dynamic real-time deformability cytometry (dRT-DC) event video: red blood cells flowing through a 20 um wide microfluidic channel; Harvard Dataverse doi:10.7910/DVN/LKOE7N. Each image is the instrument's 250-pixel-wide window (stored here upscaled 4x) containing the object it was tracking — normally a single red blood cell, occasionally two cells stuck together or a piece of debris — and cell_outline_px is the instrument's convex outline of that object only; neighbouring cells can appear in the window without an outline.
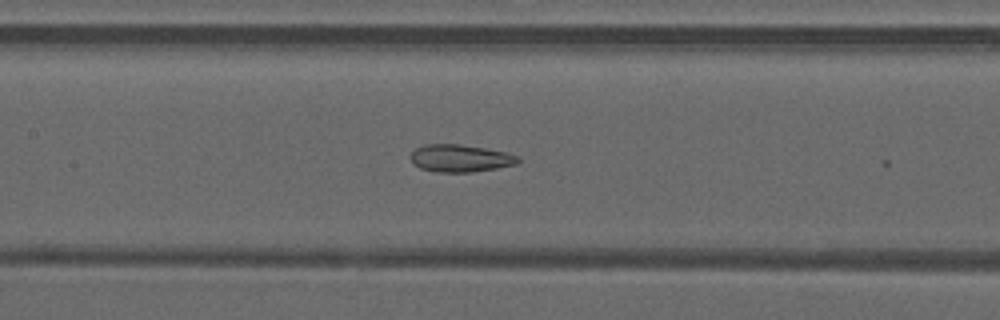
{"species": "common noctule bat (a hibernating species)", "species_latin": "Nyctalus noctula", "temperature_condition": "warm", "stored_images_in_passage": 17, "camera_frame_rate_fps": 3000, "um_per_image_px": 0.085, "animal": {"sex": "male", "forearm_length_mm": 52.5}, "frame": {"image": 1, "passage_image": 16, "time_ms": 5.0, "image_size_px": [1000, 320], "cell_outline_px": [[520, 160], [516, 164], [496, 168], [472, 172], [436, 172], [420, 168], [412, 164], [412, 152], [416, 148], [424, 144], [460, 144], [484, 148], [504, 152], [520, 156]], "centroid_in_image_um": [39.12, 13.45], "position_along_channel_um": 168.3, "area_um2": 17.11}}